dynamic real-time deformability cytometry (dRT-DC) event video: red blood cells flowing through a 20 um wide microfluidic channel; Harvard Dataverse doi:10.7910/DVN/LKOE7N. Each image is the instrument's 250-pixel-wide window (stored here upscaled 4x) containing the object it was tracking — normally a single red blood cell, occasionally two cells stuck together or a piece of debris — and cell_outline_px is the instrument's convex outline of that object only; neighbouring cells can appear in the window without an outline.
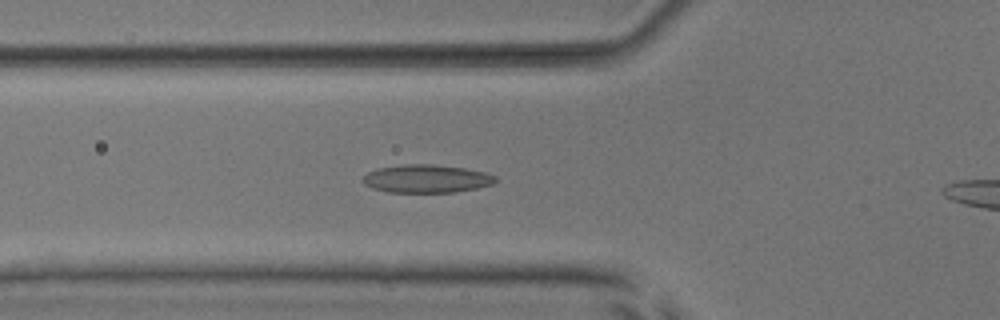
{"species": "common noctule bat (a hibernating species)", "species_latin": "Nyctalus noctula", "temperature_condition": "room temperature", "stored_images_in_passage": 46, "camera_frame_rate_fps": 3000, "um_per_image_px": 0.085, "animal": {"sex": "male", "body_mass_g": 17.9, "forearm_length_mm": 54.2}, "frame": {"image": 1, "passage_image": 19, "time_ms": 6.0, "image_size_px": [1000, 320], "cell_outline_px": [[496, 180], [492, 184], [476, 188], [456, 192], [388, 192], [372, 188], [364, 184], [360, 180], [368, 172], [380, 168], [408, 164], [428, 164], [464, 168], [484, 172], [496, 176]], "centroid_in_image_um": [36.23, 15.2], "position_along_channel_um": 89.6, "area_um2": 21.5}}
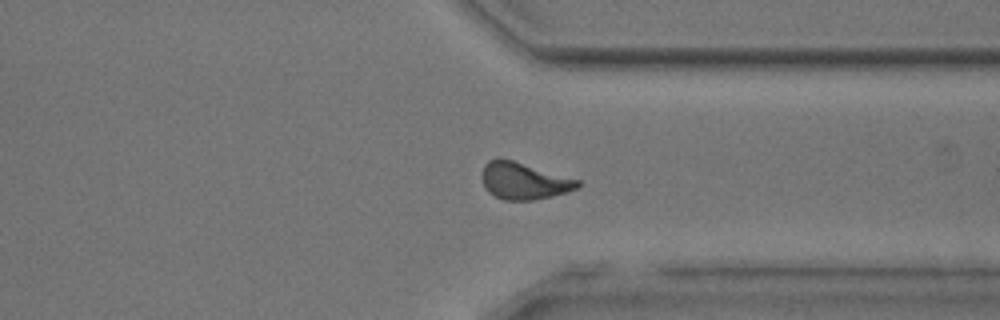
{"frame": {"image": 2, "passage_image": 40, "time_ms": 13.0, "image_size_px": [1000, 320], "cell_outline_px": [[580, 184], [576, 188], [552, 196], [532, 200], [504, 200], [488, 192], [484, 188], [480, 176], [484, 164], [488, 160], [496, 156], [500, 156], [580, 180]], "centroid_in_image_um": [44.44, 15.34], "position_along_channel_um": 367.0, "area_um2": 20.81}}
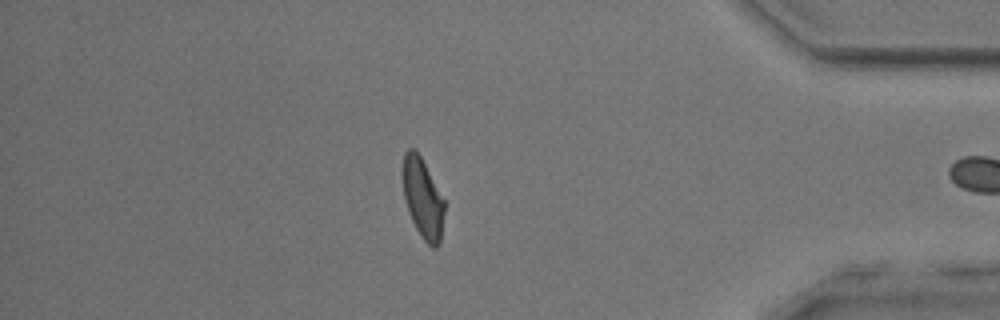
{"frame": {"image": 3, "passage_image": 45, "time_ms": 14.667, "image_size_px": [1000, 320], "cell_outline_px": [[444, 212], [440, 244], [436, 248], [432, 248], [420, 236], [408, 212], [404, 200], [400, 172], [404, 152], [408, 148], [412, 148], [420, 156], [444, 200]], "centroid_in_image_um": [35.89, 16.85], "position_along_channel_um": 399.3, "area_um2": 19.65}}